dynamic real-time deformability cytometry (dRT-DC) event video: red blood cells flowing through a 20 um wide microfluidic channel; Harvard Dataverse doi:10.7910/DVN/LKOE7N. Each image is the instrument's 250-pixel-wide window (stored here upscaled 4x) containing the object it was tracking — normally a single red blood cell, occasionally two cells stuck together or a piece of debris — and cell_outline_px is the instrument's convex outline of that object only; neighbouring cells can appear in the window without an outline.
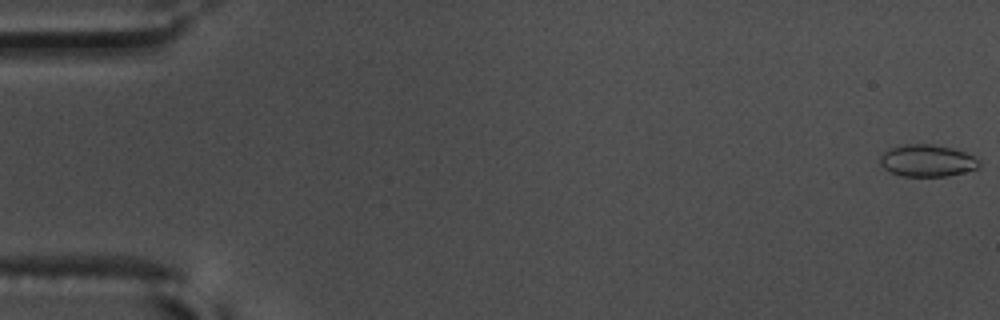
{"species": "common noctule bat (a hibernating species)", "species_latin": "Nyctalus noctula", "temperature_condition": "warm", "stored_images_in_passage": 58, "camera_frame_rate_fps": 3000, "um_per_image_px": 0.085, "animal": {"sex": "male", "body_mass_g": 17.5, "forearm_length_mm": 52.3}, "frame": {"image": 1, "passage_image": 1, "time_ms": 0.0, "image_size_px": [1000, 320], "cell_outline_px": [[980, 168], [948, 176], [900, 176], [884, 168], [880, 164], [880, 156], [884, 152], [900, 144], [928, 144], [952, 148], [964, 152], [980, 160]], "centroid_in_image_um": [78.82, 13.66], "position_along_channel_um": 6.2, "area_um2": 18.44}}
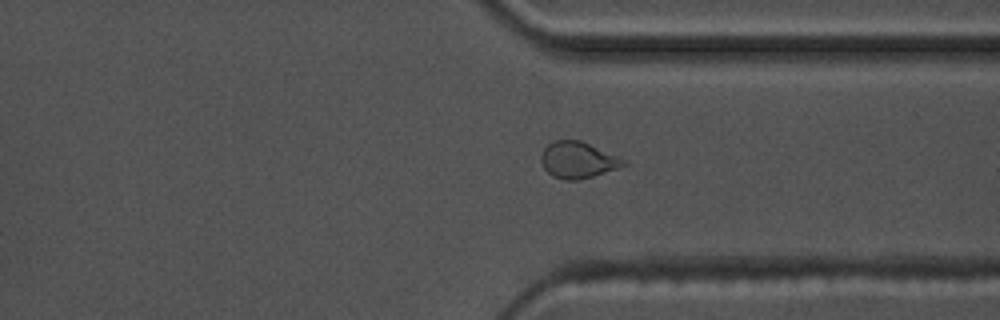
{"frame": {"image": 2, "passage_image": 44, "time_ms": 14.333, "image_size_px": [1000, 320], "cell_outline_px": [[628, 164], [592, 176], [576, 180], [564, 180], [552, 176], [544, 168], [540, 160], [540, 156], [544, 148], [552, 140], [580, 140], [620, 156]], "centroid_in_image_um": [49.09, 13.58], "position_along_channel_um": 362.3, "area_um2": 17.46}}
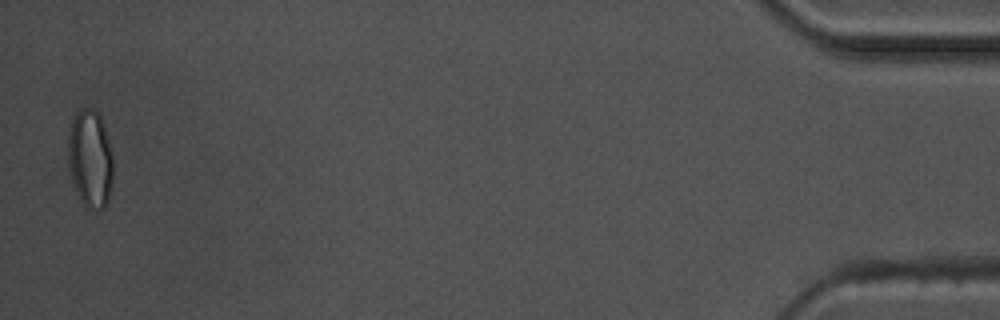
{"frame": {"image": 3, "passage_image": 57, "time_ms": 18.667, "image_size_px": [1000, 320], "cell_outline_px": [[112, 180], [108, 200], [104, 208], [84, 208], [72, 180], [68, 164], [68, 136], [72, 120], [76, 112], [80, 108], [96, 108], [100, 116], [104, 128], [112, 156]], "centroid_in_image_um": [7.65, 13.47], "position_along_channel_um": 427.6, "area_um2": 25.55}}